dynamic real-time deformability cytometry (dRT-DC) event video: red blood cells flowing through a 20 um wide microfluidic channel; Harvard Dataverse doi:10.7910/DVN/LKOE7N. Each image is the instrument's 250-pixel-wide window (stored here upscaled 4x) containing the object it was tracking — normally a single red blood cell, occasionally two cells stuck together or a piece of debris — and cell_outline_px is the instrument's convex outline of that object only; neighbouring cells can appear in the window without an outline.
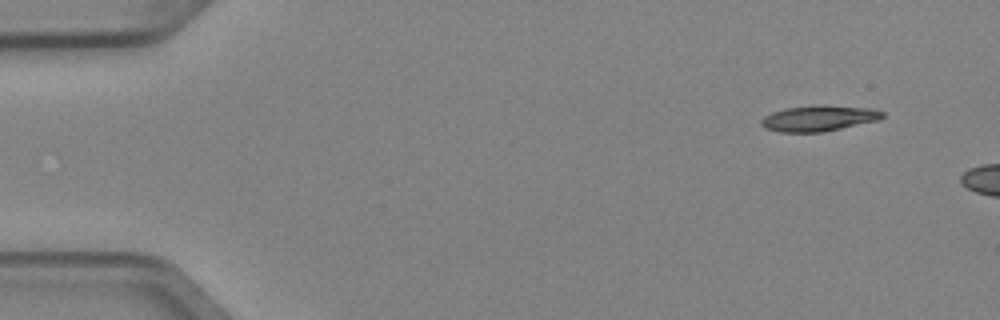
{"species": "Egyptian fruit bat (a non-hibernating species)", "species_latin": "Rousettus aegyptiacus", "temperature_condition": "cold", "stored_images_in_passage": 4, "camera_frame_rate_fps": 3000, "um_per_image_px": 0.085, "animal": {"sex": "female"}, "frame": {"image": 1, "passage_image": 1, "time_ms": 0.0, "image_size_px": [1000, 320], "cell_outline_px": [[884, 116], [880, 120], [820, 132], [780, 132], [764, 128], [760, 124], [760, 120], [764, 116], [772, 112], [784, 108], [816, 104], [824, 104], [872, 108], [884, 112]], "centroid_in_image_um": [69.58, 10.03], "position_along_channel_um": 15.4, "area_um2": 18.5}}